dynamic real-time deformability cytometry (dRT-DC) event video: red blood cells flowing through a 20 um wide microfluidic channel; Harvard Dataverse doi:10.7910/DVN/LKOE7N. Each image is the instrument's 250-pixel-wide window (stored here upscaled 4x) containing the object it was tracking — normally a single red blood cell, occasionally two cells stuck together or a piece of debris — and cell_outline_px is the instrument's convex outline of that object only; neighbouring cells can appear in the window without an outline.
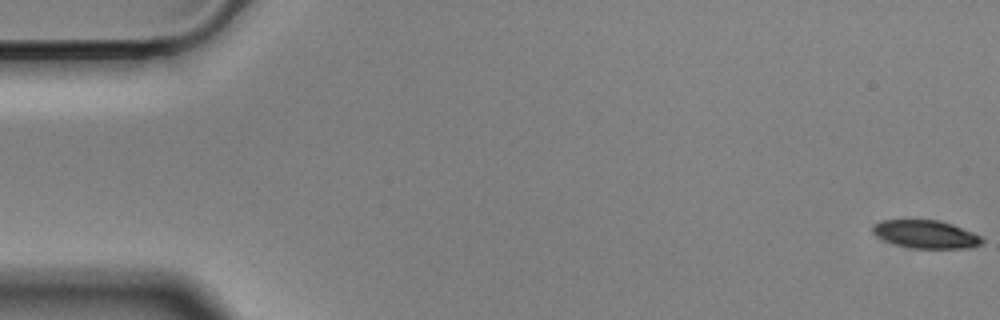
{"species": "Egyptian fruit bat (a non-hibernating species)", "species_latin": "Rousettus aegyptiacus", "temperature_condition": "cold", "stored_images_in_passage": 58, "camera_frame_rate_fps": 3000, "um_per_image_px": 0.085, "animal": {"sex": "male"}, "frame": {"image": 1, "passage_image": 1, "time_ms": 0.0, "image_size_px": [1000, 320], "cell_outline_px": [[984, 244], [972, 248], [912, 248], [892, 244], [876, 236], [872, 232], [872, 224], [880, 220], [940, 220], [952, 224], [972, 232], [980, 236], [984, 240]], "centroid_in_image_um": [78.68, 19.92], "position_along_channel_um": 6.3, "area_um2": 18.09}}
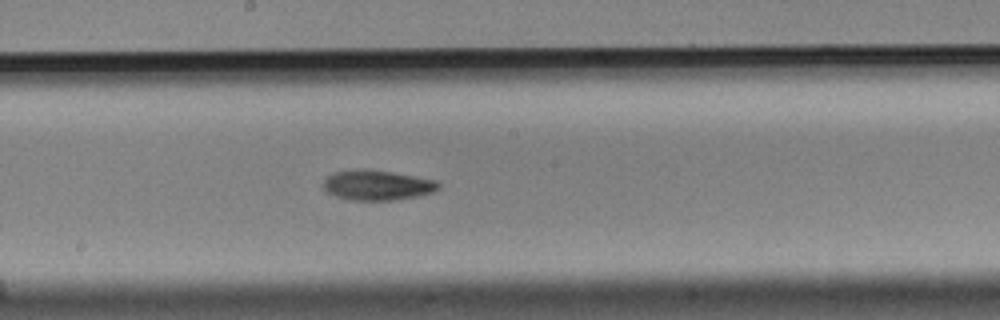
{"frame": {"image": 2, "passage_image": 31, "time_ms": 10.0, "image_size_px": [1000, 320], "cell_outline_px": [[440, 188], [436, 192], [420, 196], [396, 200], [348, 200], [336, 196], [328, 192], [324, 188], [324, 180], [332, 172], [356, 168], [364, 168], [392, 172], [436, 180], [440, 184]], "centroid_in_image_um": [32.09, 15.73], "position_along_channel_um": 216.1, "area_um2": 20.52}}
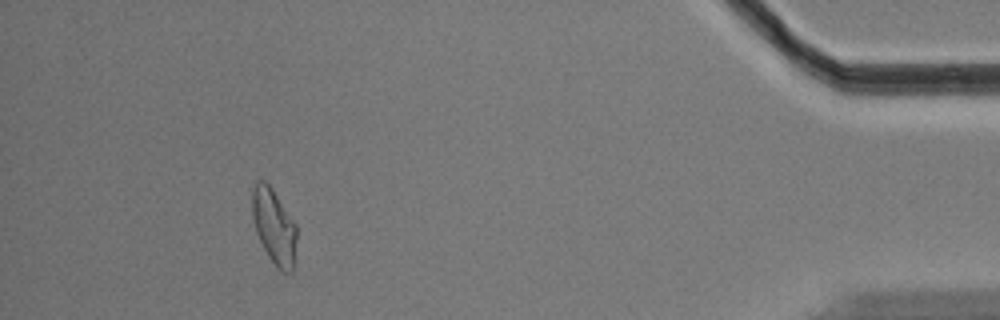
{"frame": {"image": 3, "passage_image": 53, "time_ms": 17.333, "image_size_px": [1000, 320], "cell_outline_px": [[296, 236], [292, 272], [280, 272], [276, 268], [268, 256], [256, 232], [252, 216], [252, 188], [256, 180], [264, 180], [272, 188], [296, 224]], "centroid_in_image_um": [23.27, 19.23], "position_along_channel_um": 411.9, "area_um2": 19.42}, "authors_computed_cell_mechanics": {"area_um2": 19.652, "velocity_mm_per_s": 3.5025, "shape_relaxation_time_tau1_ms": 3.3688, "shape_relaxation_time_tau2_ms": 8.3232, "deformation_change_tau1": 0.1312, "deformation_change_tau2": 0.1564}}